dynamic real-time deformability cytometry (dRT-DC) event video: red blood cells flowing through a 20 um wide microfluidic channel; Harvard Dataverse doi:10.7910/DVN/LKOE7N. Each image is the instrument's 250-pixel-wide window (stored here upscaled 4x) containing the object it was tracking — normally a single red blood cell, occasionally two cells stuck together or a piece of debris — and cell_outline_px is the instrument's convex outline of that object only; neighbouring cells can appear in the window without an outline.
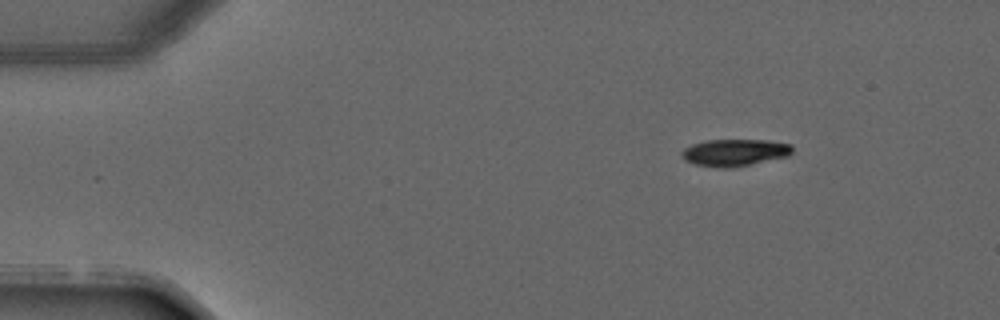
{"species": "common noctule bat (a hibernating species)", "species_latin": "Nyctalus noctula", "temperature_condition": "warm", "stored_images_in_passage": 3, "camera_frame_rate_fps": 3000, "um_per_image_px": 0.085, "animal": {"sex": "male", "forearm_length_mm": 52.5}, "frame": {"image": 1, "passage_image": 1, "time_ms": 0.0, "image_size_px": [1000, 320], "cell_outline_px": [[792, 152], [788, 156], [732, 168], [720, 168], [696, 164], [684, 160], [680, 152], [684, 148], [692, 144], [704, 140], [768, 140], [792, 144]], "centroid_in_image_um": [62.43, 12.96], "position_along_channel_um": 22.6, "area_um2": 17.46}}
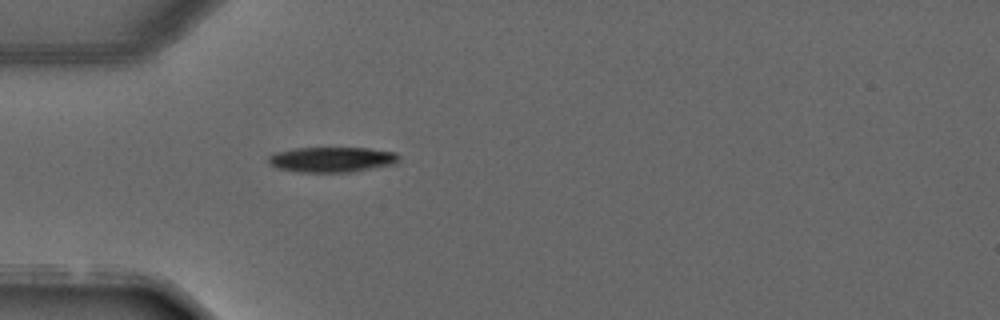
{"frame": {"image": 2, "passage_image": 3, "time_ms": 2.333, "image_size_px": [1000, 320], "cell_outline_px": [[400, 160], [396, 164], [352, 172], [300, 172], [276, 168], [268, 164], [268, 156], [276, 152], [296, 148], [368, 148], [396, 152], [400, 156]], "centroid_in_image_um": [28.23, 13.56], "position_along_channel_um": 56.8, "area_um2": 19.42}}